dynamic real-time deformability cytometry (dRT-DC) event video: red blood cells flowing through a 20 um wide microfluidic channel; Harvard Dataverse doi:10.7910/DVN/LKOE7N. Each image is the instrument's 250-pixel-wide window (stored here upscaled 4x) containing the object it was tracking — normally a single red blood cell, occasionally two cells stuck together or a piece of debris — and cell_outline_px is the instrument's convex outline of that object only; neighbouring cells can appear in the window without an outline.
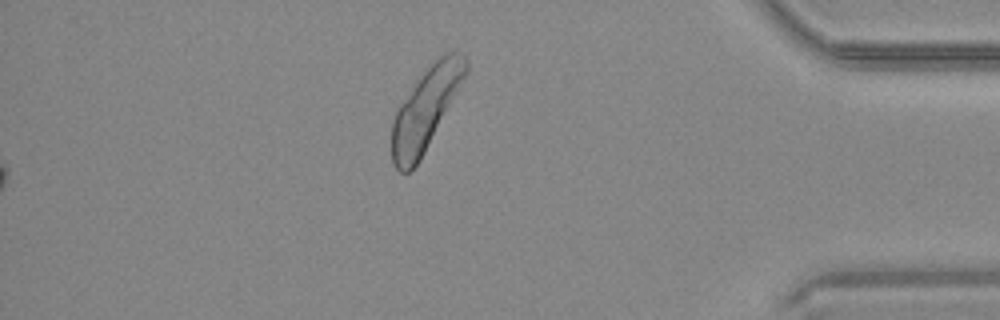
{"species": "common noctule bat (a hibernating species)", "species_latin": "Nyctalus noctula", "temperature_condition": "warm", "stored_images_in_passage": 45, "segment_of_instrument_passage": [2, 2], "camera_frame_rate_fps": 3000, "um_per_image_px": 0.085, "animal": {"sex": "male", "body_mass_g": 20.4}, "frame": {"image": 1, "passage_image": 45, "time_ms": 14.667, "image_size_px": [1000, 320], "cell_outline_px": [[468, 72], [420, 160], [408, 172], [400, 172], [392, 164], [392, 120], [400, 104], [420, 76], [432, 60], [444, 52], [460, 52], [468, 60]], "centroid_in_image_um": [36.19, 9.22], "position_along_channel_um": 399.0, "area_um2": 34.8}}